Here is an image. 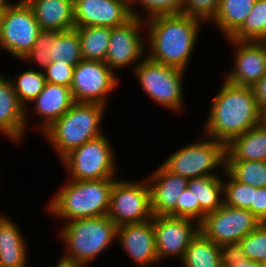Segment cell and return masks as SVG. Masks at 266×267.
I'll list each match as a JSON object with an SVG mask.
<instances>
[{"instance_id": "11", "label": "cell", "mask_w": 266, "mask_h": 267, "mask_svg": "<svg viewBox=\"0 0 266 267\" xmlns=\"http://www.w3.org/2000/svg\"><path fill=\"white\" fill-rule=\"evenodd\" d=\"M145 32V20L138 17H132L122 26L111 28L105 64L115 73L130 66L133 71L146 57Z\"/></svg>"}, {"instance_id": "28", "label": "cell", "mask_w": 266, "mask_h": 267, "mask_svg": "<svg viewBox=\"0 0 266 267\" xmlns=\"http://www.w3.org/2000/svg\"><path fill=\"white\" fill-rule=\"evenodd\" d=\"M50 62L76 66L82 58L79 35L75 28L57 31V38L51 45Z\"/></svg>"}, {"instance_id": "31", "label": "cell", "mask_w": 266, "mask_h": 267, "mask_svg": "<svg viewBox=\"0 0 266 267\" xmlns=\"http://www.w3.org/2000/svg\"><path fill=\"white\" fill-rule=\"evenodd\" d=\"M225 171L247 185L266 187V161H225Z\"/></svg>"}, {"instance_id": "9", "label": "cell", "mask_w": 266, "mask_h": 267, "mask_svg": "<svg viewBox=\"0 0 266 267\" xmlns=\"http://www.w3.org/2000/svg\"><path fill=\"white\" fill-rule=\"evenodd\" d=\"M107 217L117 226L141 223L153 218L151 193L146 178H118L112 188Z\"/></svg>"}, {"instance_id": "47", "label": "cell", "mask_w": 266, "mask_h": 267, "mask_svg": "<svg viewBox=\"0 0 266 267\" xmlns=\"http://www.w3.org/2000/svg\"><path fill=\"white\" fill-rule=\"evenodd\" d=\"M264 122L266 123V112L264 113Z\"/></svg>"}, {"instance_id": "45", "label": "cell", "mask_w": 266, "mask_h": 267, "mask_svg": "<svg viewBox=\"0 0 266 267\" xmlns=\"http://www.w3.org/2000/svg\"><path fill=\"white\" fill-rule=\"evenodd\" d=\"M3 19H4V12L0 11V38L2 35Z\"/></svg>"}, {"instance_id": "33", "label": "cell", "mask_w": 266, "mask_h": 267, "mask_svg": "<svg viewBox=\"0 0 266 267\" xmlns=\"http://www.w3.org/2000/svg\"><path fill=\"white\" fill-rule=\"evenodd\" d=\"M138 4L140 5L139 8L142 7L145 10H143V13L135 9ZM182 6L183 0H129L132 17L144 20L157 15L179 14L181 13Z\"/></svg>"}, {"instance_id": "4", "label": "cell", "mask_w": 266, "mask_h": 267, "mask_svg": "<svg viewBox=\"0 0 266 267\" xmlns=\"http://www.w3.org/2000/svg\"><path fill=\"white\" fill-rule=\"evenodd\" d=\"M107 106L74 102L71 108L42 133L60 161L71 150L103 134L102 122Z\"/></svg>"}, {"instance_id": "6", "label": "cell", "mask_w": 266, "mask_h": 267, "mask_svg": "<svg viewBox=\"0 0 266 267\" xmlns=\"http://www.w3.org/2000/svg\"><path fill=\"white\" fill-rule=\"evenodd\" d=\"M131 72L151 101L173 113L182 114L186 109L185 70L155 62L146 56Z\"/></svg>"}, {"instance_id": "24", "label": "cell", "mask_w": 266, "mask_h": 267, "mask_svg": "<svg viewBox=\"0 0 266 267\" xmlns=\"http://www.w3.org/2000/svg\"><path fill=\"white\" fill-rule=\"evenodd\" d=\"M187 189L195 197V220L200 223L208 213L224 203L223 176H205L188 180Z\"/></svg>"}, {"instance_id": "14", "label": "cell", "mask_w": 266, "mask_h": 267, "mask_svg": "<svg viewBox=\"0 0 266 267\" xmlns=\"http://www.w3.org/2000/svg\"><path fill=\"white\" fill-rule=\"evenodd\" d=\"M158 260L183 259L192 239L199 233V223L189 218L153 216ZM168 258V259H167Z\"/></svg>"}, {"instance_id": "7", "label": "cell", "mask_w": 266, "mask_h": 267, "mask_svg": "<svg viewBox=\"0 0 266 267\" xmlns=\"http://www.w3.org/2000/svg\"><path fill=\"white\" fill-rule=\"evenodd\" d=\"M201 135L202 139L177 148L161 164L168 171L188 180L205 176H223L226 145L206 135L203 137V133ZM219 169L222 173L220 175L217 174Z\"/></svg>"}, {"instance_id": "18", "label": "cell", "mask_w": 266, "mask_h": 267, "mask_svg": "<svg viewBox=\"0 0 266 267\" xmlns=\"http://www.w3.org/2000/svg\"><path fill=\"white\" fill-rule=\"evenodd\" d=\"M73 103L74 100L70 87L46 82L42 92L29 103V106L33 104L32 107H29V109L25 108L27 133L28 126L30 125L28 119L32 115V118L37 117L39 119L38 124L36 122V125L33 127L35 128L36 126L35 130L42 133L55 120L63 116L71 108Z\"/></svg>"}, {"instance_id": "3", "label": "cell", "mask_w": 266, "mask_h": 267, "mask_svg": "<svg viewBox=\"0 0 266 267\" xmlns=\"http://www.w3.org/2000/svg\"><path fill=\"white\" fill-rule=\"evenodd\" d=\"M115 179L74 181L66 178L65 184L46 204L48 215L65 221L102 217L108 214L110 196Z\"/></svg>"}, {"instance_id": "26", "label": "cell", "mask_w": 266, "mask_h": 267, "mask_svg": "<svg viewBox=\"0 0 266 267\" xmlns=\"http://www.w3.org/2000/svg\"><path fill=\"white\" fill-rule=\"evenodd\" d=\"M79 35L83 60L105 62L111 28L103 26L75 27Z\"/></svg>"}, {"instance_id": "44", "label": "cell", "mask_w": 266, "mask_h": 267, "mask_svg": "<svg viewBox=\"0 0 266 267\" xmlns=\"http://www.w3.org/2000/svg\"><path fill=\"white\" fill-rule=\"evenodd\" d=\"M13 4V2H11L10 0H0V11H5L7 10L11 5Z\"/></svg>"}, {"instance_id": "16", "label": "cell", "mask_w": 266, "mask_h": 267, "mask_svg": "<svg viewBox=\"0 0 266 267\" xmlns=\"http://www.w3.org/2000/svg\"><path fill=\"white\" fill-rule=\"evenodd\" d=\"M132 18L129 0H74L75 27H119Z\"/></svg>"}, {"instance_id": "46", "label": "cell", "mask_w": 266, "mask_h": 267, "mask_svg": "<svg viewBox=\"0 0 266 267\" xmlns=\"http://www.w3.org/2000/svg\"><path fill=\"white\" fill-rule=\"evenodd\" d=\"M7 214H5L4 212L0 211V221L6 216Z\"/></svg>"}, {"instance_id": "2", "label": "cell", "mask_w": 266, "mask_h": 267, "mask_svg": "<svg viewBox=\"0 0 266 267\" xmlns=\"http://www.w3.org/2000/svg\"><path fill=\"white\" fill-rule=\"evenodd\" d=\"M145 24L146 56L186 71L205 23L179 13L153 16Z\"/></svg>"}, {"instance_id": "34", "label": "cell", "mask_w": 266, "mask_h": 267, "mask_svg": "<svg viewBox=\"0 0 266 267\" xmlns=\"http://www.w3.org/2000/svg\"><path fill=\"white\" fill-rule=\"evenodd\" d=\"M56 38L57 31H42L31 50L20 61L30 66L33 64L32 69L43 71L50 63L49 51Z\"/></svg>"}, {"instance_id": "32", "label": "cell", "mask_w": 266, "mask_h": 267, "mask_svg": "<svg viewBox=\"0 0 266 267\" xmlns=\"http://www.w3.org/2000/svg\"><path fill=\"white\" fill-rule=\"evenodd\" d=\"M223 177L224 204L252 212L253 186L233 179L226 171Z\"/></svg>"}, {"instance_id": "39", "label": "cell", "mask_w": 266, "mask_h": 267, "mask_svg": "<svg viewBox=\"0 0 266 267\" xmlns=\"http://www.w3.org/2000/svg\"><path fill=\"white\" fill-rule=\"evenodd\" d=\"M176 217L195 220V197L187 188L178 198Z\"/></svg>"}, {"instance_id": "30", "label": "cell", "mask_w": 266, "mask_h": 267, "mask_svg": "<svg viewBox=\"0 0 266 267\" xmlns=\"http://www.w3.org/2000/svg\"><path fill=\"white\" fill-rule=\"evenodd\" d=\"M237 41H266V0H257L242 26L230 37Z\"/></svg>"}, {"instance_id": "1", "label": "cell", "mask_w": 266, "mask_h": 267, "mask_svg": "<svg viewBox=\"0 0 266 267\" xmlns=\"http://www.w3.org/2000/svg\"><path fill=\"white\" fill-rule=\"evenodd\" d=\"M219 91L211 99L203 125V135L227 145L233 138L264 121L252 87L237 86L222 78Z\"/></svg>"}, {"instance_id": "37", "label": "cell", "mask_w": 266, "mask_h": 267, "mask_svg": "<svg viewBox=\"0 0 266 267\" xmlns=\"http://www.w3.org/2000/svg\"><path fill=\"white\" fill-rule=\"evenodd\" d=\"M73 65L50 62L43 70L46 82L70 87L74 72Z\"/></svg>"}, {"instance_id": "8", "label": "cell", "mask_w": 266, "mask_h": 267, "mask_svg": "<svg viewBox=\"0 0 266 267\" xmlns=\"http://www.w3.org/2000/svg\"><path fill=\"white\" fill-rule=\"evenodd\" d=\"M116 153L108 135L103 134L71 150L60 163L67 179L89 181L118 178Z\"/></svg>"}, {"instance_id": "15", "label": "cell", "mask_w": 266, "mask_h": 267, "mask_svg": "<svg viewBox=\"0 0 266 267\" xmlns=\"http://www.w3.org/2000/svg\"><path fill=\"white\" fill-rule=\"evenodd\" d=\"M226 41L235 51L232 69L223 78L233 85L252 87L266 73V41Z\"/></svg>"}, {"instance_id": "48", "label": "cell", "mask_w": 266, "mask_h": 267, "mask_svg": "<svg viewBox=\"0 0 266 267\" xmlns=\"http://www.w3.org/2000/svg\"><path fill=\"white\" fill-rule=\"evenodd\" d=\"M0 49L3 51V47H2V44H1V40H0Z\"/></svg>"}, {"instance_id": "40", "label": "cell", "mask_w": 266, "mask_h": 267, "mask_svg": "<svg viewBox=\"0 0 266 267\" xmlns=\"http://www.w3.org/2000/svg\"><path fill=\"white\" fill-rule=\"evenodd\" d=\"M252 213L261 223H266V187H253Z\"/></svg>"}, {"instance_id": "19", "label": "cell", "mask_w": 266, "mask_h": 267, "mask_svg": "<svg viewBox=\"0 0 266 267\" xmlns=\"http://www.w3.org/2000/svg\"><path fill=\"white\" fill-rule=\"evenodd\" d=\"M145 178L150 187L153 216L176 217L177 201L187 188L188 179L168 171L162 164Z\"/></svg>"}, {"instance_id": "43", "label": "cell", "mask_w": 266, "mask_h": 267, "mask_svg": "<svg viewBox=\"0 0 266 267\" xmlns=\"http://www.w3.org/2000/svg\"><path fill=\"white\" fill-rule=\"evenodd\" d=\"M53 267H87V266L83 264H78V263H71V262L64 261L59 258L58 262Z\"/></svg>"}, {"instance_id": "36", "label": "cell", "mask_w": 266, "mask_h": 267, "mask_svg": "<svg viewBox=\"0 0 266 267\" xmlns=\"http://www.w3.org/2000/svg\"><path fill=\"white\" fill-rule=\"evenodd\" d=\"M220 0H183L181 14L199 19L205 25L216 16Z\"/></svg>"}, {"instance_id": "12", "label": "cell", "mask_w": 266, "mask_h": 267, "mask_svg": "<svg viewBox=\"0 0 266 267\" xmlns=\"http://www.w3.org/2000/svg\"><path fill=\"white\" fill-rule=\"evenodd\" d=\"M261 222L248 209L234 208L223 203L208 213L199 223L200 232L217 245L240 242Z\"/></svg>"}, {"instance_id": "35", "label": "cell", "mask_w": 266, "mask_h": 267, "mask_svg": "<svg viewBox=\"0 0 266 267\" xmlns=\"http://www.w3.org/2000/svg\"><path fill=\"white\" fill-rule=\"evenodd\" d=\"M240 244L245 256L255 262L266 263V223H261L255 230L245 236Z\"/></svg>"}, {"instance_id": "17", "label": "cell", "mask_w": 266, "mask_h": 267, "mask_svg": "<svg viewBox=\"0 0 266 267\" xmlns=\"http://www.w3.org/2000/svg\"><path fill=\"white\" fill-rule=\"evenodd\" d=\"M116 243L124 249L132 262L140 267L154 266L159 263L153 218L141 223H127L117 226Z\"/></svg>"}, {"instance_id": "42", "label": "cell", "mask_w": 266, "mask_h": 267, "mask_svg": "<svg viewBox=\"0 0 266 267\" xmlns=\"http://www.w3.org/2000/svg\"><path fill=\"white\" fill-rule=\"evenodd\" d=\"M232 267H264V264L245 258L243 261L233 262Z\"/></svg>"}, {"instance_id": "23", "label": "cell", "mask_w": 266, "mask_h": 267, "mask_svg": "<svg viewBox=\"0 0 266 267\" xmlns=\"http://www.w3.org/2000/svg\"><path fill=\"white\" fill-rule=\"evenodd\" d=\"M225 161H266V123L233 138L226 145Z\"/></svg>"}, {"instance_id": "20", "label": "cell", "mask_w": 266, "mask_h": 267, "mask_svg": "<svg viewBox=\"0 0 266 267\" xmlns=\"http://www.w3.org/2000/svg\"><path fill=\"white\" fill-rule=\"evenodd\" d=\"M25 107L8 77L0 74V133L12 143L21 144L26 137Z\"/></svg>"}, {"instance_id": "21", "label": "cell", "mask_w": 266, "mask_h": 267, "mask_svg": "<svg viewBox=\"0 0 266 267\" xmlns=\"http://www.w3.org/2000/svg\"><path fill=\"white\" fill-rule=\"evenodd\" d=\"M42 31L75 28L74 0H27Z\"/></svg>"}, {"instance_id": "38", "label": "cell", "mask_w": 266, "mask_h": 267, "mask_svg": "<svg viewBox=\"0 0 266 267\" xmlns=\"http://www.w3.org/2000/svg\"><path fill=\"white\" fill-rule=\"evenodd\" d=\"M222 267H232L233 262L243 261L245 253L240 242L226 243L219 246Z\"/></svg>"}, {"instance_id": "29", "label": "cell", "mask_w": 266, "mask_h": 267, "mask_svg": "<svg viewBox=\"0 0 266 267\" xmlns=\"http://www.w3.org/2000/svg\"><path fill=\"white\" fill-rule=\"evenodd\" d=\"M23 71L9 79L19 102L28 108L29 103L42 92L46 79L43 71L32 68Z\"/></svg>"}, {"instance_id": "25", "label": "cell", "mask_w": 266, "mask_h": 267, "mask_svg": "<svg viewBox=\"0 0 266 267\" xmlns=\"http://www.w3.org/2000/svg\"><path fill=\"white\" fill-rule=\"evenodd\" d=\"M257 0H220L214 20L225 39L230 38L244 23Z\"/></svg>"}, {"instance_id": "5", "label": "cell", "mask_w": 266, "mask_h": 267, "mask_svg": "<svg viewBox=\"0 0 266 267\" xmlns=\"http://www.w3.org/2000/svg\"><path fill=\"white\" fill-rule=\"evenodd\" d=\"M58 234L66 248L60 259L89 266L116 243L117 225L107 215L82 218L65 222Z\"/></svg>"}, {"instance_id": "22", "label": "cell", "mask_w": 266, "mask_h": 267, "mask_svg": "<svg viewBox=\"0 0 266 267\" xmlns=\"http://www.w3.org/2000/svg\"><path fill=\"white\" fill-rule=\"evenodd\" d=\"M6 215L0 221V265L2 267H28V244L23 230ZM28 248V249H27Z\"/></svg>"}, {"instance_id": "10", "label": "cell", "mask_w": 266, "mask_h": 267, "mask_svg": "<svg viewBox=\"0 0 266 267\" xmlns=\"http://www.w3.org/2000/svg\"><path fill=\"white\" fill-rule=\"evenodd\" d=\"M119 74L105 62L81 60L75 67L70 86L74 102L98 103L108 106L111 93L119 86ZM115 90V91H114Z\"/></svg>"}, {"instance_id": "13", "label": "cell", "mask_w": 266, "mask_h": 267, "mask_svg": "<svg viewBox=\"0 0 266 267\" xmlns=\"http://www.w3.org/2000/svg\"><path fill=\"white\" fill-rule=\"evenodd\" d=\"M42 32L32 8L26 1H16L4 11L1 44L3 51L19 61L35 44Z\"/></svg>"}, {"instance_id": "41", "label": "cell", "mask_w": 266, "mask_h": 267, "mask_svg": "<svg viewBox=\"0 0 266 267\" xmlns=\"http://www.w3.org/2000/svg\"><path fill=\"white\" fill-rule=\"evenodd\" d=\"M260 111L266 112V73L252 86Z\"/></svg>"}, {"instance_id": "27", "label": "cell", "mask_w": 266, "mask_h": 267, "mask_svg": "<svg viewBox=\"0 0 266 267\" xmlns=\"http://www.w3.org/2000/svg\"><path fill=\"white\" fill-rule=\"evenodd\" d=\"M180 266L222 267L219 245L213 243L199 231L186 249Z\"/></svg>"}]
</instances>
